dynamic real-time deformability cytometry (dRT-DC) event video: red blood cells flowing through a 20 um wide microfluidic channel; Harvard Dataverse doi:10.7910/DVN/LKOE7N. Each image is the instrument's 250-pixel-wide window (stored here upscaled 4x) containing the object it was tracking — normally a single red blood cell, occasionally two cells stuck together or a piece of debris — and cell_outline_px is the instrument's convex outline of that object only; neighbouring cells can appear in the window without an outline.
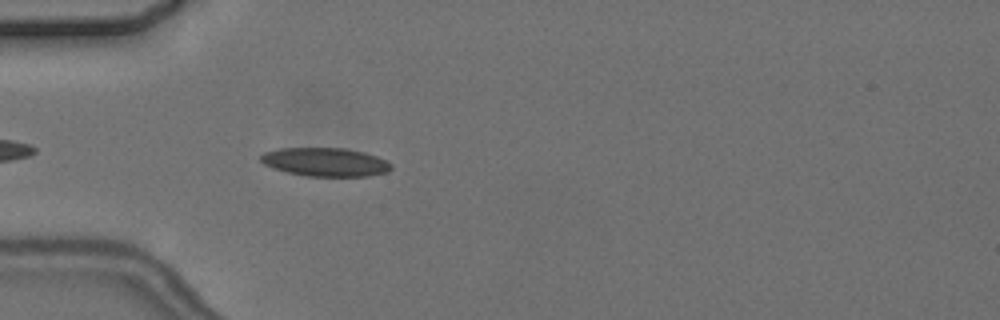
{"species": "common noctule bat (a hibernating species)", "species_latin": "Nyctalus noctula", "temperature_condition": "cold", "stored_images_in_passage": 5, "camera_frame_rate_fps": 3000, "um_per_image_px": 0.085, "animal": {"sex": "female", "body_mass_g": 24.6, "forearm_length_mm": 56.2}, "frame": {"image": 1, "passage_image": 5, "time_ms": 4.667, "image_size_px": [1000, 320], "cell_outline_px": [[392, 168], [388, 172], [368, 176], [308, 176], [288, 172], [272, 168], [264, 164], [260, 160], [260, 156], [264, 152], [280, 148], [344, 148], [364, 152], [376, 156], [392, 164]], "centroid_in_image_um": [27.65, 13.77], "position_along_channel_um": 57.4, "area_um2": 21.68}}